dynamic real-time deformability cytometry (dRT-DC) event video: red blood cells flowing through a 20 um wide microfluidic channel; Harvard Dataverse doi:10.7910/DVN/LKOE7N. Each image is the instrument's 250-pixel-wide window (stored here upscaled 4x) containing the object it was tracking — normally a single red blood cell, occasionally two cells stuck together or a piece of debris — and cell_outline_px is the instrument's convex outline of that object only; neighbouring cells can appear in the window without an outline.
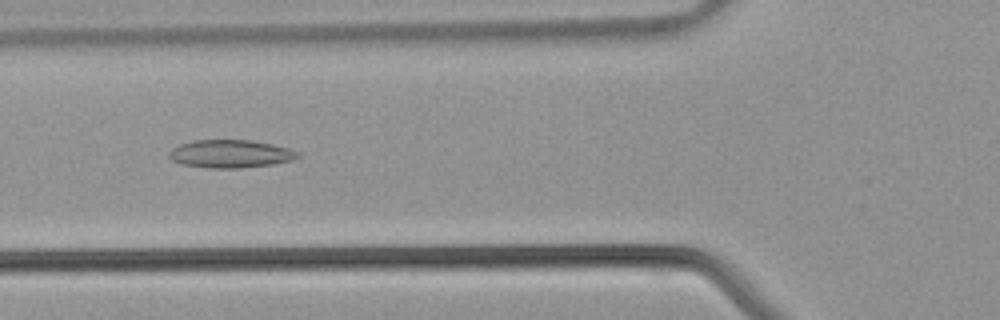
{"species": "common noctule bat (a hibernating species)", "species_latin": "Nyctalus noctula", "temperature_condition": "warm", "stored_images_in_passage": 35, "camera_frame_rate_fps": 3000, "um_per_image_px": 0.085, "animal": {"sex": "male", "body_mass_g": 21.5, "forearm_length_mm": 52.0}, "frame": {"image": 1, "passage_image": 9, "time_ms": 2.667, "image_size_px": [1000, 320], "cell_outline_px": [[300, 156], [292, 160], [272, 164], [240, 168], [212, 168], [184, 164], [172, 160], [168, 156], [168, 152], [172, 148], [180, 144], [196, 140], [252, 140], [272, 144], [288, 148], [300, 152]], "centroid_in_image_um": [19.6, 13.07], "position_along_channel_um": 106.2, "area_um2": 20.87}}
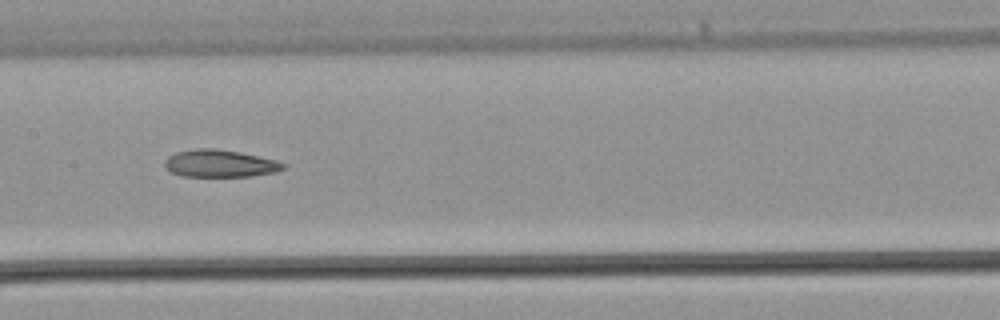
{"frame": {"image": 2, "passage_image": 14, "time_ms": 4.333, "image_size_px": [1000, 320], "cell_outline_px": [[288, 164], [284, 168], [276, 172], [252, 176], [180, 176], [172, 172], [164, 164], [164, 160], [168, 156], [176, 152], [196, 148], [216, 148], [240, 152], [276, 160]], "centroid_in_image_um": [18.71, 13.89], "position_along_channel_um": 188.7, "area_um2": 18.96}}
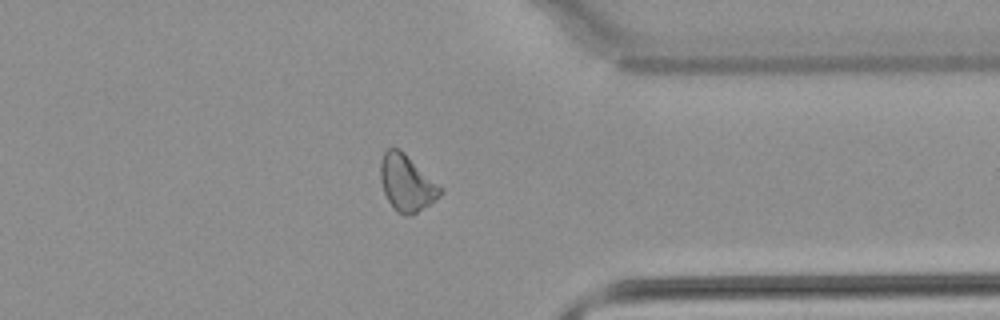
{"frame": {"image": 3, "passage_image": 26, "time_ms": 8.333, "image_size_px": [1000, 320], "cell_outline_px": [[444, 192], [440, 196], [416, 212], [408, 216], [404, 216], [396, 212], [392, 208], [384, 192], [380, 180], [380, 160], [384, 152], [388, 148], [400, 148], [444, 188]], "centroid_in_image_um": [34.57, 15.54], "position_along_channel_um": 376.8, "area_um2": 19.88}}